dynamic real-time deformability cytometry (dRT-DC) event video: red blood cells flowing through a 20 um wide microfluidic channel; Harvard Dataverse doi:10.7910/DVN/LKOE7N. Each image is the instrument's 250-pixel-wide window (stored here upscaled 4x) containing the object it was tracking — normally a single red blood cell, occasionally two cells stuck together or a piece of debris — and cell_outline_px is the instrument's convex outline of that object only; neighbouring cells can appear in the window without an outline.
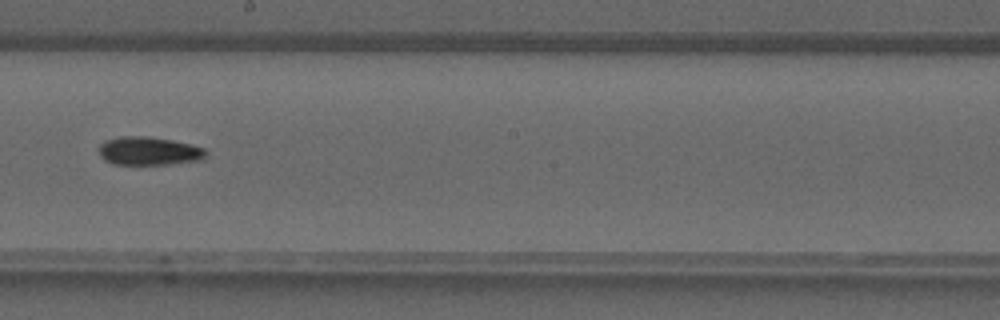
{"species": "common noctule bat (a hibernating species)", "species_latin": "Nyctalus noctula", "temperature_condition": "warm", "stored_images_in_passage": 28, "camera_frame_rate_fps": 3000, "um_per_image_px": 0.085, "animal": {"sex": "male", "forearm_length_mm": 52.5}, "frame": {"image": 1, "passage_image": 13, "time_ms": 4.0, "image_size_px": [1000, 320], "cell_outline_px": [[208, 152], [200, 160], [168, 164], [112, 164], [104, 160], [100, 156], [100, 144], [104, 140], [120, 136], [148, 136], [172, 140], [192, 144], [204, 148]], "centroid_in_image_um": [12.64, 12.82], "position_along_channel_um": 235.6, "area_um2": 17.74}}
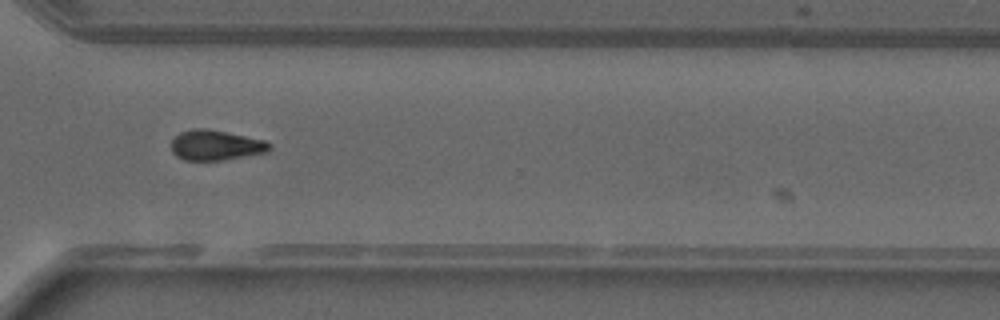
{"frame": {"image": 2, "passage_image": 20, "time_ms": 6.333, "image_size_px": [1000, 320], "cell_outline_px": [[272, 148], [268, 152], [220, 160], [184, 160], [176, 156], [172, 152], [172, 140], [180, 132], [196, 128], [204, 128], [264, 140], [272, 144]], "centroid_in_image_um": [18.34, 12.35], "position_along_channel_um": 352.3, "area_um2": 17.05}}